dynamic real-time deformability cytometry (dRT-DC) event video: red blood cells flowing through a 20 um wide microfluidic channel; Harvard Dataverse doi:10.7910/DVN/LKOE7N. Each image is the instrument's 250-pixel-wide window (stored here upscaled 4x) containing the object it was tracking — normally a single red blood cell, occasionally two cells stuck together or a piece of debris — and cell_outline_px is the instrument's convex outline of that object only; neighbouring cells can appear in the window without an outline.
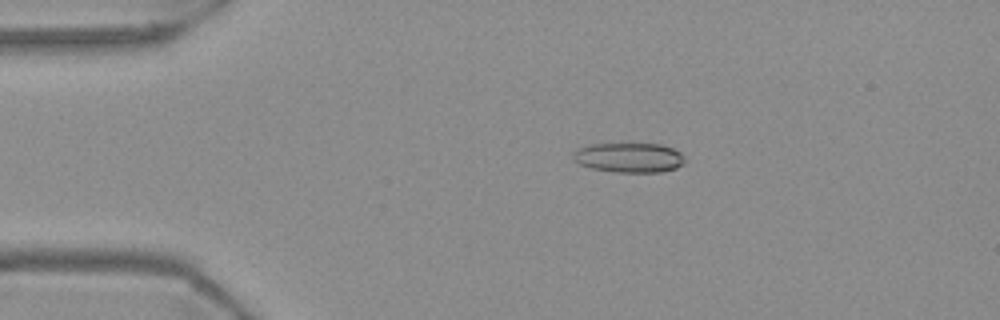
{"species": "Egyptian fruit bat (a non-hibernating species)", "species_latin": "Rousettus aegyptiacus", "temperature_condition": "warm", "stored_images_in_passage": 55, "camera_frame_rate_fps": 3000, "um_per_image_px": 0.085, "frame": {"image": 1, "passage_image": 11, "time_ms": 3.333, "image_size_px": [1000, 320], "cell_outline_px": [[684, 164], [676, 168], [660, 172], [620, 172], [592, 168], [580, 164], [572, 156], [572, 152], [576, 148], [592, 144], [660, 144], [672, 148], [680, 152], [684, 156]], "centroid_in_image_um": [53.48, 13.39], "position_along_channel_um": 31.5, "area_um2": 19.25}}
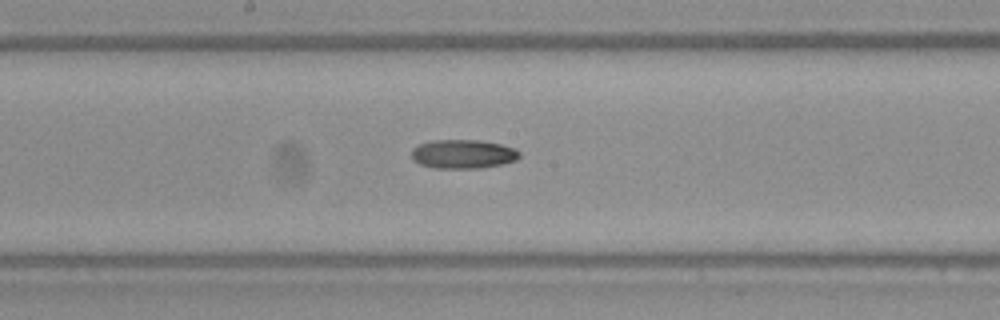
{"frame": {"image": 2, "passage_image": 29, "time_ms": 9.333, "image_size_px": [1000, 320], "cell_outline_px": [[520, 156], [516, 160], [504, 164], [480, 168], [436, 168], [420, 164], [412, 160], [412, 148], [420, 144], [432, 140], [480, 140], [500, 144], [516, 148], [520, 152]], "centroid_in_image_um": [39.38, 13.09], "position_along_channel_um": 208.8, "area_um2": 18.32}}
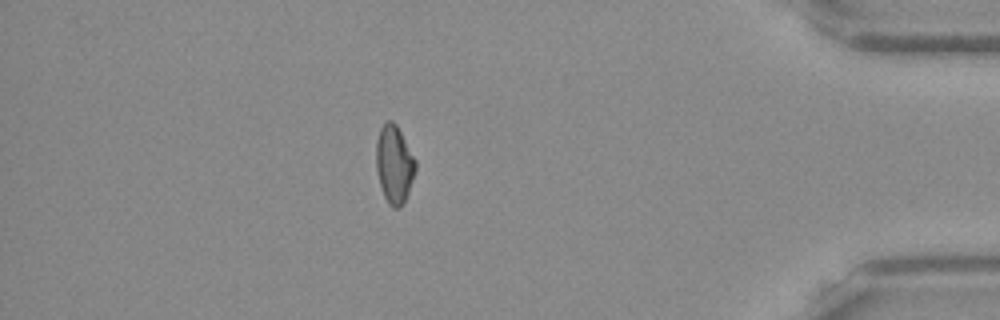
{"frame": {"image": 3, "passage_image": 48, "time_ms": 15.667, "image_size_px": [1000, 320], "cell_outline_px": [[416, 168], [404, 204], [396, 208], [392, 208], [388, 204], [384, 196], [380, 184], [376, 168], [376, 140], [380, 128], [388, 120], [392, 120], [396, 124], [416, 160]], "centroid_in_image_um": [33.5, 13.97], "position_along_channel_um": 401.7, "area_um2": 17.8}}